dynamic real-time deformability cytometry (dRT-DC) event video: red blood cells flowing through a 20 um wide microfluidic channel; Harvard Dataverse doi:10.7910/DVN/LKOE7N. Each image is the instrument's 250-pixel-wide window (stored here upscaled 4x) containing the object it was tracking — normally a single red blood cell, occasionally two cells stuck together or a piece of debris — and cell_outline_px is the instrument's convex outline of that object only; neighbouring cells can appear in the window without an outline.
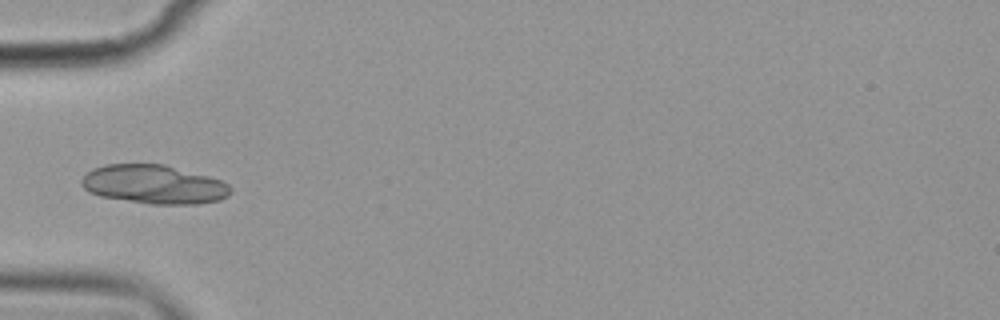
{"species": "common noctule bat (a hibernating species)", "species_latin": "Nyctalus noctula", "temperature_condition": "cold", "stored_images_in_passage": 11, "camera_frame_rate_fps": 3000, "um_per_image_px": 0.085, "animal": {"sex": "female", "body_mass_g": 19.9}, "frame": {"image": 1, "passage_image": 5, "time_ms": 5.667, "image_size_px": [1000, 320], "cell_outline_px": [[232, 192], [228, 196], [220, 200], [200, 204], [148, 204], [100, 196], [88, 192], [80, 184], [80, 180], [92, 168], [104, 164], [164, 164], [208, 176], [220, 180], [228, 184], [232, 188]], "centroid_in_image_um": [13.08, 15.68], "position_along_channel_um": 71.9, "area_um2": 33.99}}
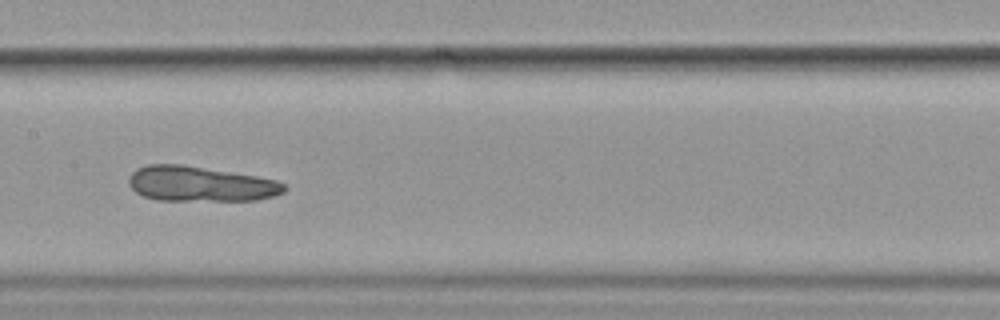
{"frame": {"image": 2, "passage_image": 8, "time_ms": 9.0, "image_size_px": [1000, 320], "cell_outline_px": [[288, 188], [284, 192], [272, 196], [256, 200], [156, 200], [144, 196], [136, 192], [128, 184], [128, 176], [136, 168], [148, 164], [184, 164], [256, 176], [276, 180], [284, 184]], "centroid_in_image_um": [17.0, 15.62], "position_along_channel_um": 190.4, "area_um2": 31.91}}
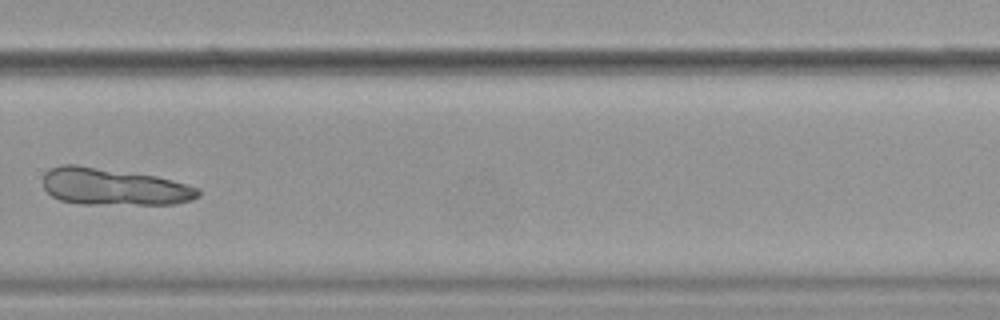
{"frame": {"image": 3, "passage_image": 11, "time_ms": 12.667, "image_size_px": [1000, 320], "cell_outline_px": [[200, 196], [192, 200], [176, 204], [80, 204], [60, 200], [52, 196], [44, 188], [44, 172], [48, 168], [60, 164], [76, 164], [156, 176], [172, 180], [200, 188]], "centroid_in_image_um": [9.66, 15.87], "position_along_channel_um": 320.1, "area_um2": 33.7}}